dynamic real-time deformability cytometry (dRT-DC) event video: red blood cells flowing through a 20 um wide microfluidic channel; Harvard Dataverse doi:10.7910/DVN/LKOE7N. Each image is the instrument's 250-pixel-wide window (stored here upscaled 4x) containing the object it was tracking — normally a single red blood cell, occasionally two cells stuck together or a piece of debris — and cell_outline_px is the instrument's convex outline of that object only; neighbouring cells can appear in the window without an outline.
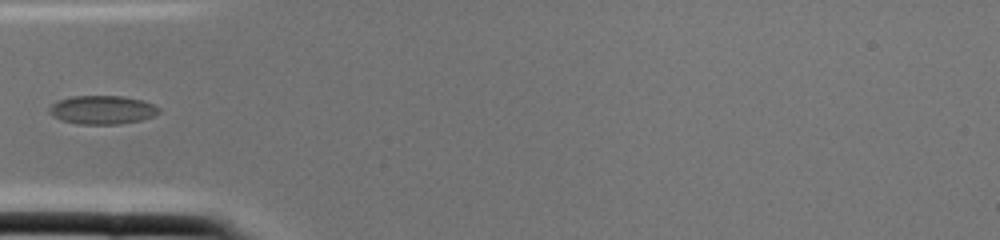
{"species": "common noctule bat (a hibernating species)", "species_latin": "Nyctalus noctula", "temperature_condition": "cold", "stored_images_in_passage": 2, "camera_frame_rate_fps": 3000, "um_per_image_px": 0.085, "animal": {"sex": "female", "body_mass_g": 22.0, "forearm_length_mm": 56.7}, "frame": {"image": 1, "passage_image": 2, "time_ms": 0.333, "image_size_px": [1000, 240], "cell_outline_px": [[160, 112], [156, 116], [140, 120], [120, 124], [80, 124], [64, 120], [52, 116], [48, 112], [48, 108], [56, 100], [72, 96], [120, 96], [144, 100], [160, 108]], "centroid_in_image_um": [8.7, 9.33], "position_along_channel_um": 76.3, "area_um2": 18.38}}